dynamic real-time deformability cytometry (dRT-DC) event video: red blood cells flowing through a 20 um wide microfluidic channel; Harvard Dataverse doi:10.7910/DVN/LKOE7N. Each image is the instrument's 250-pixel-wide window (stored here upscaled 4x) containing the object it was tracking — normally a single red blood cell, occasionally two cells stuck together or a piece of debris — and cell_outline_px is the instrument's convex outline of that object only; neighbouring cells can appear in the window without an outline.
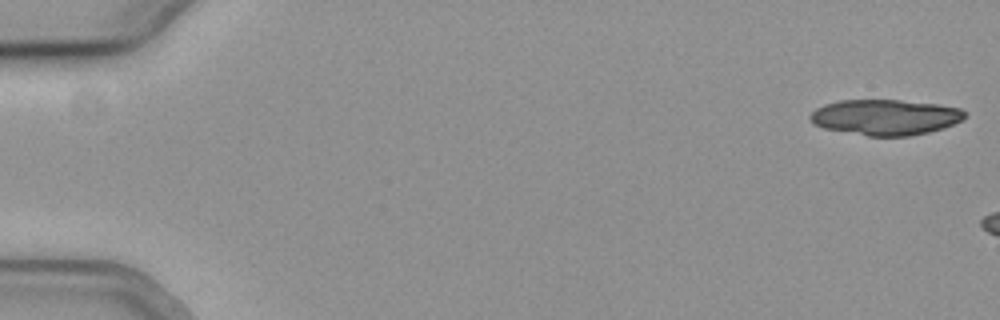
{"species": "common noctule bat (a hibernating species)", "species_latin": "Nyctalus noctula", "temperature_condition": "cold", "stored_images_in_passage": 7, "camera_frame_rate_fps": 3000, "um_per_image_px": 0.085, "animal": {"sex": "female", "body_mass_g": 19.3, "forearm_length_mm": 54.1}, "frame": {"image": 1, "passage_image": 1, "time_ms": 0.0, "image_size_px": [1000, 320], "cell_outline_px": [[964, 116], [960, 120], [944, 128], [928, 132], [908, 136], [868, 136], [824, 128], [816, 124], [808, 116], [816, 108], [824, 104], [840, 100], [900, 100], [936, 104], [960, 108], [964, 112]], "centroid_in_image_um": [75.23, 9.96], "position_along_channel_um": 9.8, "area_um2": 31.79}}